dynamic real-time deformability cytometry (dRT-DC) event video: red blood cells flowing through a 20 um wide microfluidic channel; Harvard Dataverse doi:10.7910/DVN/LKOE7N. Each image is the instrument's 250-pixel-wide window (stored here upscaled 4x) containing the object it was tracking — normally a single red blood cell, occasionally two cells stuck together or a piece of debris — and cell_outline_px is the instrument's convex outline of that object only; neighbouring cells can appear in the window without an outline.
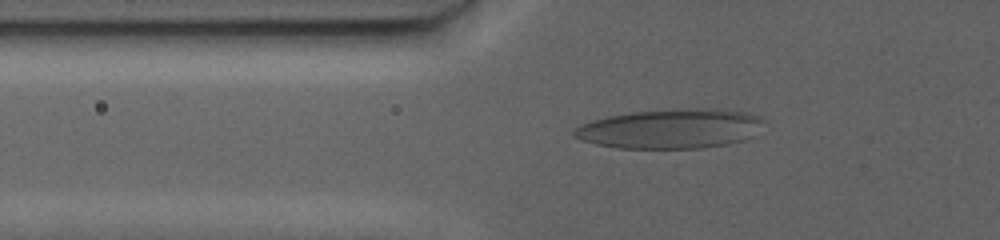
{"species": "human", "species_latin": "Homo sapiens", "temperature_condition": "warm", "stored_images_in_passage": 84, "camera_frame_rate_fps": 3000, "um_per_image_px": 0.085, "donor": {"sex": "female"}, "frame": {"image": 1, "passage_image": 10, "time_ms": 6.667, "image_size_px": [1000, 240], "cell_outline_px": [[752, 120], [720, 144], [696, 148], [620, 148], [596, 144], [584, 140], [576, 136], [572, 132], [576, 128], [584, 124], [596, 120], [612, 116], [632, 112], [724, 112], [744, 116]], "centroid_in_image_um": [56.3, 11.02], "position_along_channel_um": 69.5, "area_um2": 37.11}}
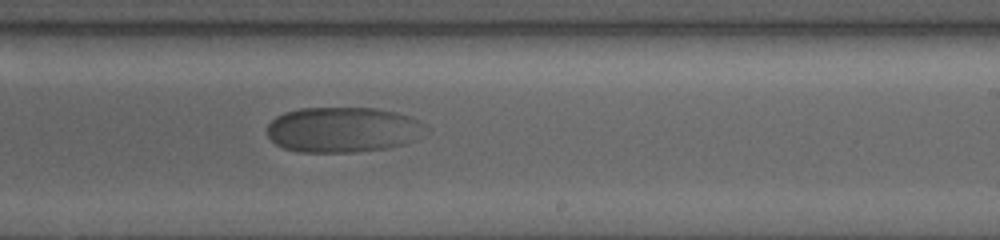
{"frame": {"image": 2, "passage_image": 42, "time_ms": 24.667, "image_size_px": [1000, 240], "cell_outline_px": [[404, 120], [400, 144], [384, 148], [352, 152], [300, 152], [284, 148], [276, 144], [268, 136], [268, 124], [276, 116], [284, 112], [300, 108], [372, 108], [396, 112], [404, 116]], "centroid_in_image_um": [28.59, 11.02], "position_along_channel_um": 260.4, "area_um2": 38.26}}
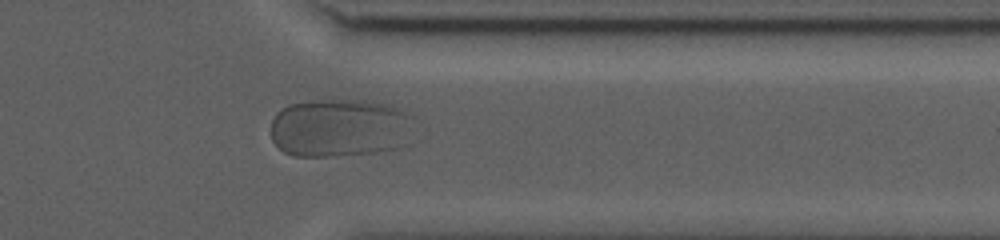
{"frame": {"image": 3, "passage_image": 74, "time_ms": 35.333, "image_size_px": [1000, 240], "cell_outline_px": [[400, 112], [396, 148], [372, 152], [324, 156], [292, 156], [284, 152], [272, 140], [272, 120], [276, 112], [288, 104], [312, 100], [360, 100], [392, 104]], "centroid_in_image_um": [28.52, 10.85], "position_along_channel_um": 382.9, "area_um2": 45.89}}